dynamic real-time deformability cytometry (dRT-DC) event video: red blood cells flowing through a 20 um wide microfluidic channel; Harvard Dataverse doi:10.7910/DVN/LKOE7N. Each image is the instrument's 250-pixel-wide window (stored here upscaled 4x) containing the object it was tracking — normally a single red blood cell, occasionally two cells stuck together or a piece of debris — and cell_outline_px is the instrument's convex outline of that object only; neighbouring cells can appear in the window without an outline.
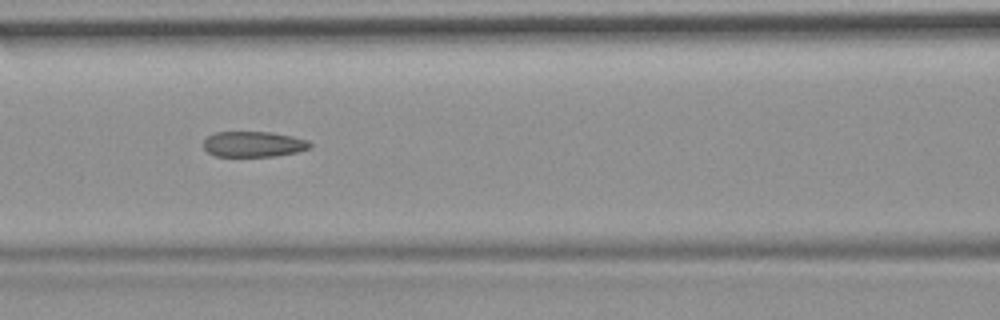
{"species": "common noctule bat (a hibernating species)", "species_latin": "Nyctalus noctula", "temperature_condition": "room temperature", "stored_images_in_passage": 11, "camera_frame_rate_fps": 3000, "um_per_image_px": 0.085, "animal": {"sex": "female", "body_mass_g": 19.9}, "frame": {"image": 1, "passage_image": 7, "time_ms": 2.0, "image_size_px": [1000, 320], "cell_outline_px": [[312, 148], [296, 152], [276, 156], [216, 156], [208, 152], [204, 148], [204, 140], [208, 136], [216, 132], [272, 132], [292, 136], [308, 140], [312, 144]], "centroid_in_image_um": [21.58, 12.25], "position_along_channel_um": 145.0, "area_um2": 15.9}}
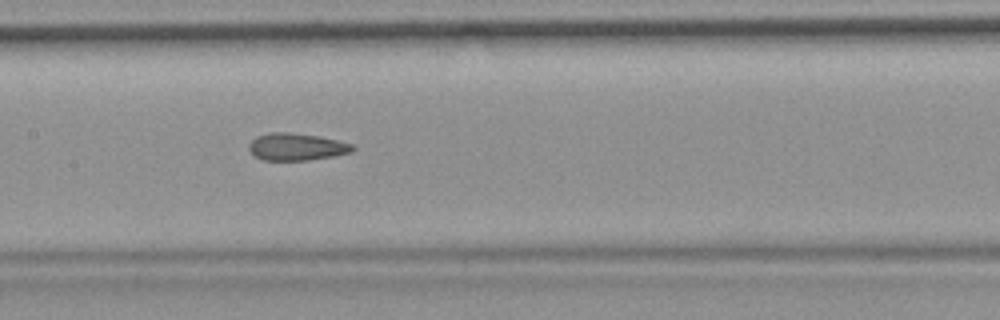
{"frame": {"image": 2, "passage_image": 8, "time_ms": 2.333, "image_size_px": [1000, 320], "cell_outline_px": [[356, 148], [352, 152], [332, 156], [308, 160], [260, 160], [248, 148], [248, 144], [256, 136], [268, 132], [288, 132], [316, 136], [336, 140], [352, 144]], "centroid_in_image_um": [25.17, 12.48], "position_along_channel_um": 182.2, "area_um2": 16.36}}
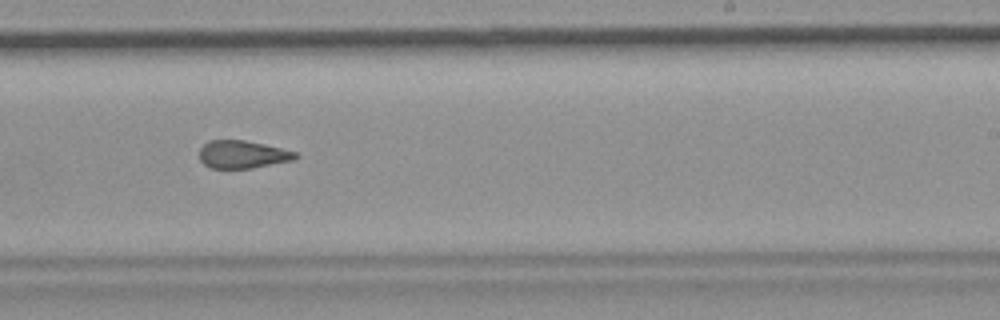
{"frame": {"image": 3, "passage_image": 10, "time_ms": 3.0, "image_size_px": [1000, 320], "cell_outline_px": [[300, 156], [292, 160], [252, 168], [212, 168], [204, 164], [200, 160], [200, 148], [208, 140], [244, 140], [264, 144], [296, 152]], "centroid_in_image_um": [20.6, 13.12], "position_along_channel_um": 268.4, "area_um2": 15.43}}